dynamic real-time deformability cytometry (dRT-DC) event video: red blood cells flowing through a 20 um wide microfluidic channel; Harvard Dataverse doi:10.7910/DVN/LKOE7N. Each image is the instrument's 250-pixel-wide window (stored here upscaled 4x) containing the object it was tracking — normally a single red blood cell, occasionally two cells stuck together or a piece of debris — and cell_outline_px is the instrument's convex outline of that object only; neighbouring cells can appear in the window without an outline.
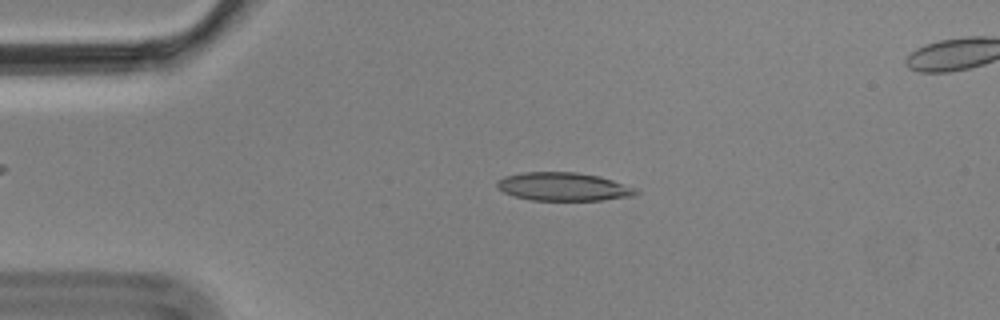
{"species": "Egyptian fruit bat (a non-hibernating species)", "species_latin": "Rousettus aegyptiacus", "temperature_condition": "cold", "stored_images_in_passage": 3, "segment_of_instrument_passage": [1, 2], "camera_frame_rate_fps": 3000, "um_per_image_px": 0.085, "animal": {"sex": "male"}, "frame": {"image": 1, "passage_image": 1, "time_ms": 0.0, "image_size_px": [1000, 320], "cell_outline_px": [[640, 192], [632, 196], [600, 200], [532, 200], [512, 196], [504, 192], [496, 184], [496, 180], [504, 176], [524, 172], [576, 172], [600, 176], [636, 188]], "centroid_in_image_um": [47.87, 15.86], "position_along_channel_um": 37.1, "area_um2": 22.89}}